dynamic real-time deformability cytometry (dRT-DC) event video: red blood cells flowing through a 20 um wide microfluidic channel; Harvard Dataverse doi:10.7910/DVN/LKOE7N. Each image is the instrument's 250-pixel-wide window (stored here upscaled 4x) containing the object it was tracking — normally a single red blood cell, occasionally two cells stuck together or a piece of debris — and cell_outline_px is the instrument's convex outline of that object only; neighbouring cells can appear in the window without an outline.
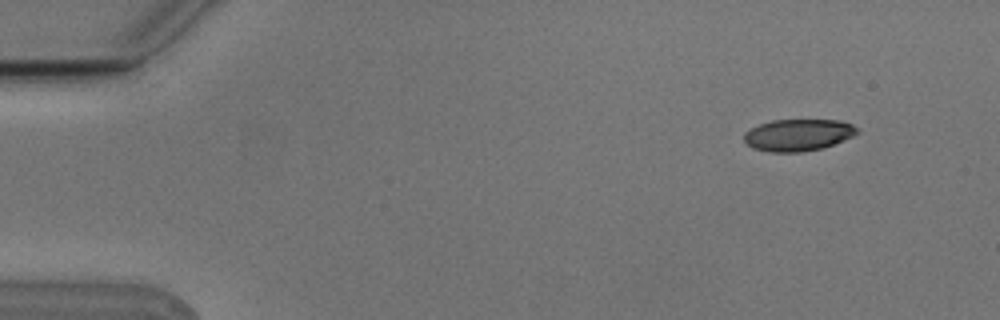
{"species": "Egyptian fruit bat (a non-hibernating species)", "species_latin": "Rousettus aegyptiacus", "temperature_condition": "cold", "stored_images_in_passage": 5, "camera_frame_rate_fps": 3000, "um_per_image_px": 0.085, "animal": {"sex": "male"}, "frame": {"image": 1, "passage_image": 1, "time_ms": 0.0, "image_size_px": [1000, 320], "cell_outline_px": [[860, 132], [852, 136], [832, 144], [820, 148], [800, 152], [768, 152], [752, 148], [744, 140], [744, 132], [760, 124], [772, 120], [836, 120], [852, 124]], "centroid_in_image_um": [67.8, 11.47], "position_along_channel_um": 17.2, "area_um2": 20.75}}
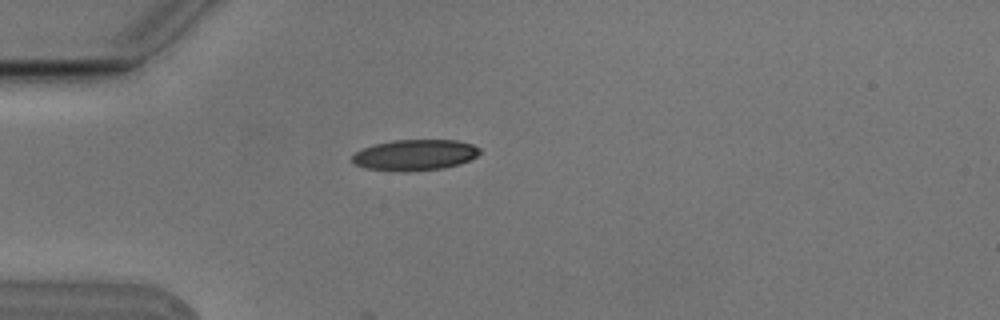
{"frame": {"image": 2, "passage_image": 4, "time_ms": 1.0, "image_size_px": [1000, 320], "cell_outline_px": [[480, 152], [476, 156], [460, 164], [444, 168], [408, 172], [404, 172], [364, 168], [356, 164], [352, 160], [352, 156], [356, 152], [364, 148], [376, 144], [392, 140], [456, 140], [472, 144], [480, 148]], "centroid_in_image_um": [35.28, 13.18], "position_along_channel_um": 49.7, "area_um2": 22.95}}